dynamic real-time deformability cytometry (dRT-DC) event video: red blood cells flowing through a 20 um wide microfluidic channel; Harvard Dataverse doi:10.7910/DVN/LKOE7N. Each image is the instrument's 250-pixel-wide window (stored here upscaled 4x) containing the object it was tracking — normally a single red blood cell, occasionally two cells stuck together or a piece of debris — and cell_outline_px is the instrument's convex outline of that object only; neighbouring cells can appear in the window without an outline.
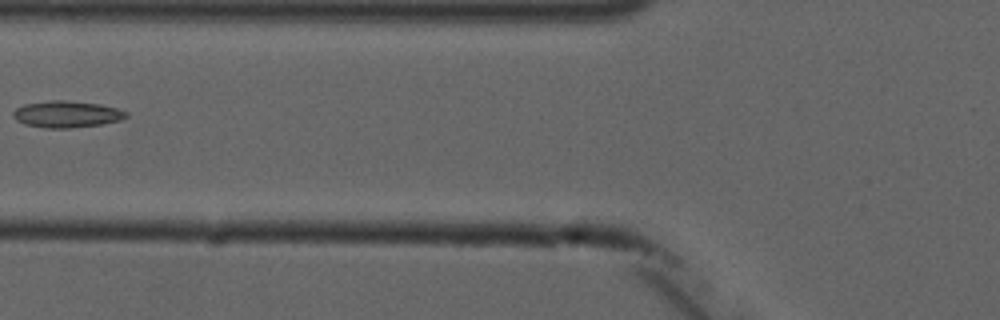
{"species": "common noctule bat (a hibernating species)", "species_latin": "Nyctalus noctula", "temperature_condition": "cold", "stored_images_in_passage": 7, "camera_frame_rate_fps": 3000, "um_per_image_px": 0.085, "animal": {"sex": "male", "forearm_length_mm": 52.5}, "frame": {"image": 1, "passage_image": 7, "time_ms": 6.667, "image_size_px": [1000, 320], "cell_outline_px": [[128, 116], [120, 120], [104, 124], [72, 128], [44, 128], [24, 124], [16, 120], [12, 116], [12, 112], [16, 108], [24, 104], [52, 100], [64, 100], [100, 104], [120, 108], [128, 112]], "centroid_in_image_um": [5.69, 9.71], "position_along_channel_um": 120.1, "area_um2": 17.8}}